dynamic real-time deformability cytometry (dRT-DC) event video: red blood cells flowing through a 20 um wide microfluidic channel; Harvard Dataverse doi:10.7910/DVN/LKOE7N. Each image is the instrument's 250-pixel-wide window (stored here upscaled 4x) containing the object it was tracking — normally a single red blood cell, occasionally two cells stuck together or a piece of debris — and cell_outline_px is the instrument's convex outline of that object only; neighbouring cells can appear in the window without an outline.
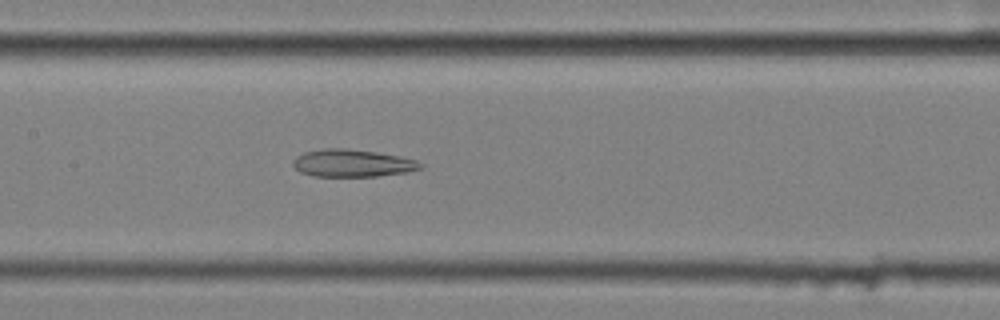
{"species": "common noctule bat (a hibernating species)", "species_latin": "Nyctalus noctula", "temperature_condition": "cold", "stored_images_in_passage": 9, "camera_frame_rate_fps": 3000, "um_per_image_px": 0.085, "animal": {"sex": "female", "body_mass_g": 25.1}, "frame": {"image": 1, "passage_image": 8, "time_ms": 2.333, "image_size_px": [1000, 320], "cell_outline_px": [[424, 168], [408, 172], [376, 176], [312, 176], [300, 172], [292, 164], [292, 160], [296, 156], [304, 152], [324, 148], [344, 148], [376, 152], [416, 160], [424, 164]], "centroid_in_image_um": [29.94, 13.87], "position_along_channel_um": 177.5, "area_um2": 20.4}}